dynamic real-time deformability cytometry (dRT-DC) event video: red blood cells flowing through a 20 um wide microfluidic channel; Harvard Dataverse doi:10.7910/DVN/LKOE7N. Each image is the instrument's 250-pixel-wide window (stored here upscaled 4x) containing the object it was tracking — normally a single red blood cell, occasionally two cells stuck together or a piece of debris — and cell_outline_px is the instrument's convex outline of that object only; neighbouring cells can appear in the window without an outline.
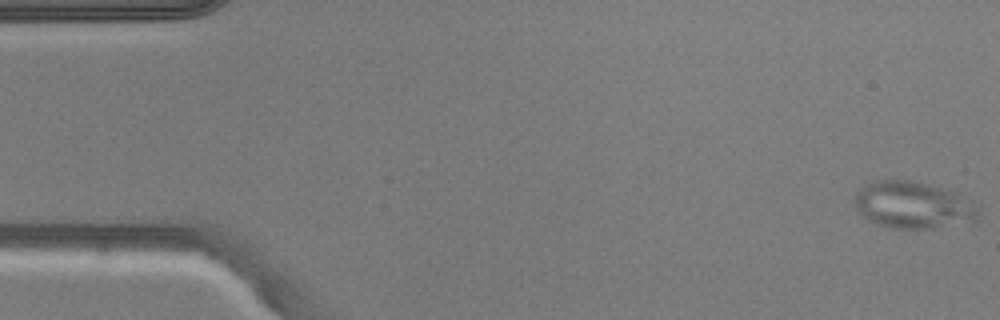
{"species": "common noctule bat (a hibernating species)", "species_latin": "Nyctalus noctula", "temperature_condition": "warm", "stored_images_in_passage": 50, "camera_frame_rate_fps": 3000, "um_per_image_px": 0.085, "animal": {"sex": "male", "body_mass_g": 20.5, "forearm_length_mm": 52.5}, "frame": {"image": 1, "passage_image": 1, "time_ms": 0.0, "image_size_px": [1000, 320], "cell_outline_px": [[980, 212], [976, 220], [932, 228], [892, 228], [868, 220], [856, 208], [852, 200], [856, 192], [860, 188], [872, 180], [908, 180], [928, 184], [956, 192], [972, 200], [980, 208]], "centroid_in_image_um": [77.61, 17.41], "position_along_channel_um": 7.4, "area_um2": 33.93}}
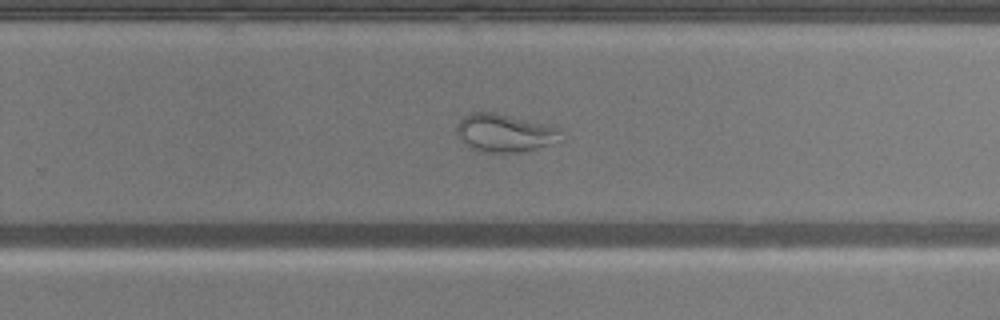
{"frame": {"image": 2, "passage_image": 32, "time_ms": 10.333, "image_size_px": [1000, 320], "cell_outline_px": [[564, 140], [536, 148], [520, 152], [476, 152], [460, 140], [456, 132], [456, 124], [468, 112], [496, 112], [560, 128], [564, 132]], "centroid_in_image_um": [42.9, 11.3], "position_along_channel_um": 286.9, "area_um2": 23.47}}
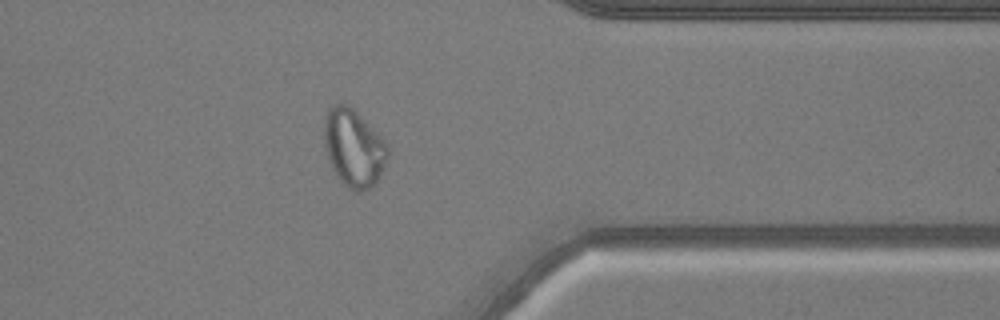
{"frame": {"image": 3, "passage_image": 40, "time_ms": 13.0, "image_size_px": [1000, 320], "cell_outline_px": [[388, 156], [376, 180], [368, 188], [360, 192], [356, 192], [348, 188], [336, 176], [332, 168], [324, 144], [324, 116], [328, 108], [332, 104], [348, 104], [388, 144]], "centroid_in_image_um": [30.02, 12.55], "position_along_channel_um": 381.4, "area_um2": 28.32}}